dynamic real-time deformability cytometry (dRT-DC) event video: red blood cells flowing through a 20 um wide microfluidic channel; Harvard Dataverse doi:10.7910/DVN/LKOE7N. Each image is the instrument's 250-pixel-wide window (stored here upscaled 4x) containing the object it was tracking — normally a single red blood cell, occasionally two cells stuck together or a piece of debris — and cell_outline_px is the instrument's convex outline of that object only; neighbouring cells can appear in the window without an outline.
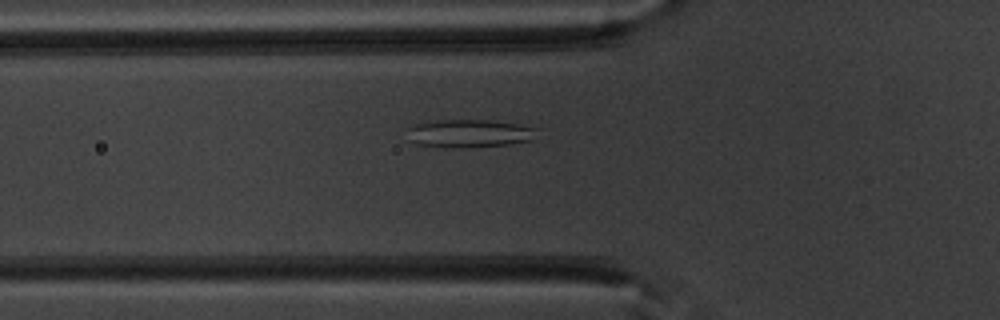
{"species": "common noctule bat (a hibernating species)", "species_latin": "Nyctalus noctula", "temperature_condition": "warm", "stored_images_in_passage": 44, "segment_of_instrument_passage": [1, 2], "camera_frame_rate_fps": 3000, "um_per_image_px": 0.085, "animal": {"sex": "male", "body_mass_g": 20.1, "forearm_length_mm": 53.5}, "frame": {"image": 1, "passage_image": 13, "time_ms": 4.0, "image_size_px": [1000, 320], "cell_outline_px": [[540, 128], [532, 140], [508, 144], [464, 148], [456, 148], [416, 144], [412, 140], [404, 128], [416, 124], [440, 120], [492, 120]], "centroid_in_image_um": [39.91, 11.34], "position_along_channel_um": 85.9, "area_um2": 21.21}}
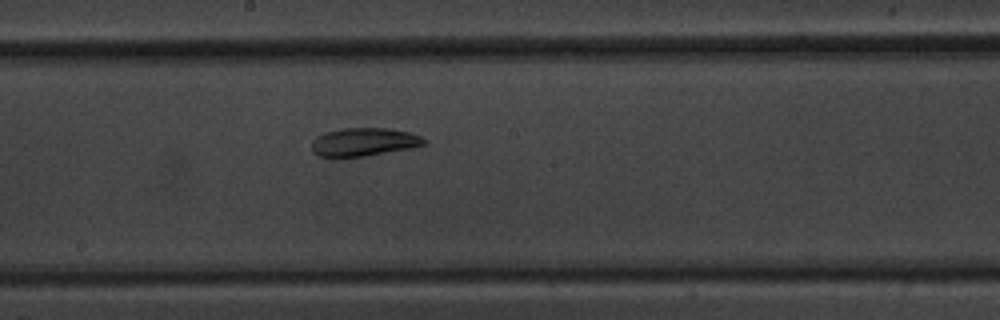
{"frame": {"image": 2, "passage_image": 23, "time_ms": 7.333, "image_size_px": [1000, 320], "cell_outline_px": [[428, 144], [412, 148], [364, 156], [332, 160], [320, 156], [312, 152], [312, 140], [316, 136], [324, 132], [344, 128], [392, 128], [408, 132], [420, 136], [428, 140]], "centroid_in_image_um": [30.9, 12.1], "position_along_channel_um": 217.3, "area_um2": 19.19}}
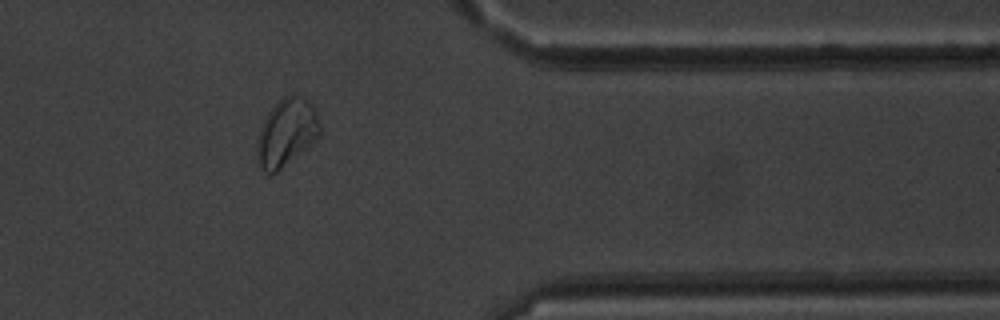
{"frame": {"image": 3, "passage_image": 37, "time_ms": 12.0, "image_size_px": [1000, 320], "cell_outline_px": [[320, 136], [316, 140], [276, 172], [268, 176], [260, 168], [256, 160], [256, 144], [260, 128], [268, 112], [288, 92], [304, 96], [316, 108], [320, 124]], "centroid_in_image_um": [24.35, 11.25], "position_along_channel_um": 387.1, "area_um2": 25.14}}